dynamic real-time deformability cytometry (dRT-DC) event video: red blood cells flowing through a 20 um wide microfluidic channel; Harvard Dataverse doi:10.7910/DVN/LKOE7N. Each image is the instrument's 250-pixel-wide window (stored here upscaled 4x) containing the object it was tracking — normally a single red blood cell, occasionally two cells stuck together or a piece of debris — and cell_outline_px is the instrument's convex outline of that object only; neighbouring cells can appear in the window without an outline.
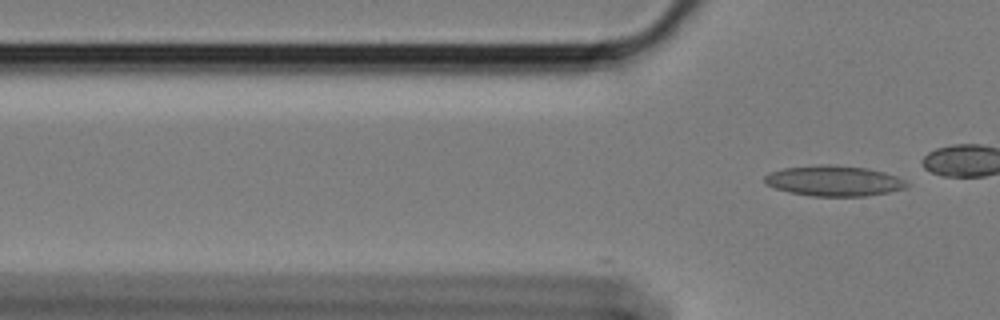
{"species": "Egyptian fruit bat (a non-hibernating species)", "species_latin": "Rousettus aegyptiacus", "temperature_condition": "cold", "stored_images_in_passage": 6, "camera_frame_rate_fps": 3000, "um_per_image_px": 0.085, "animal": {"sex": "female"}, "frame": {"image": 1, "passage_image": 6, "time_ms": 1.667, "image_size_px": [1000, 320], "cell_outline_px": [[908, 184], [904, 188], [888, 192], [864, 196], [812, 196], [792, 192], [776, 188], [768, 184], [764, 180], [764, 176], [768, 172], [784, 168], [820, 164], [828, 164], [868, 168], [884, 172], [896, 176], [904, 180]], "centroid_in_image_um": [70.87, 15.36], "position_along_channel_um": 54.9, "area_um2": 25.03}}